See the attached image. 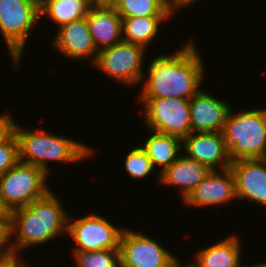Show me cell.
<instances>
[{"instance_id": "4dcf8cb0", "label": "cell", "mask_w": 266, "mask_h": 267, "mask_svg": "<svg viewBox=\"0 0 266 267\" xmlns=\"http://www.w3.org/2000/svg\"><path fill=\"white\" fill-rule=\"evenodd\" d=\"M0 217H10L9 212L5 209L0 198Z\"/></svg>"}, {"instance_id": "f546056e", "label": "cell", "mask_w": 266, "mask_h": 267, "mask_svg": "<svg viewBox=\"0 0 266 267\" xmlns=\"http://www.w3.org/2000/svg\"><path fill=\"white\" fill-rule=\"evenodd\" d=\"M181 260L178 259V257L175 259V262H174V266L173 267H182L181 265ZM183 267H200L197 262L195 261L194 263H189V264H186L184 265Z\"/></svg>"}, {"instance_id": "5b68a950", "label": "cell", "mask_w": 266, "mask_h": 267, "mask_svg": "<svg viewBox=\"0 0 266 267\" xmlns=\"http://www.w3.org/2000/svg\"><path fill=\"white\" fill-rule=\"evenodd\" d=\"M48 176L39 167L18 162L0 176V198L5 209L11 211L25 207L43 198L51 189Z\"/></svg>"}, {"instance_id": "30bf717a", "label": "cell", "mask_w": 266, "mask_h": 267, "mask_svg": "<svg viewBox=\"0 0 266 267\" xmlns=\"http://www.w3.org/2000/svg\"><path fill=\"white\" fill-rule=\"evenodd\" d=\"M120 262L127 267H173V253L142 232L125 228L120 239Z\"/></svg>"}, {"instance_id": "836d02e7", "label": "cell", "mask_w": 266, "mask_h": 267, "mask_svg": "<svg viewBox=\"0 0 266 267\" xmlns=\"http://www.w3.org/2000/svg\"><path fill=\"white\" fill-rule=\"evenodd\" d=\"M117 267H127L124 264H122L121 262L117 265Z\"/></svg>"}, {"instance_id": "d6986e66", "label": "cell", "mask_w": 266, "mask_h": 267, "mask_svg": "<svg viewBox=\"0 0 266 267\" xmlns=\"http://www.w3.org/2000/svg\"><path fill=\"white\" fill-rule=\"evenodd\" d=\"M151 131V136L141 146L151 160L153 167L158 166L159 174L169 167L182 152V140L173 135Z\"/></svg>"}, {"instance_id": "f1b7e54d", "label": "cell", "mask_w": 266, "mask_h": 267, "mask_svg": "<svg viewBox=\"0 0 266 267\" xmlns=\"http://www.w3.org/2000/svg\"><path fill=\"white\" fill-rule=\"evenodd\" d=\"M196 0H172L171 4L172 7L174 9V11H178V10H182L179 8H187V6L189 7V5H191L192 3H196Z\"/></svg>"}, {"instance_id": "cb8c5ba5", "label": "cell", "mask_w": 266, "mask_h": 267, "mask_svg": "<svg viewBox=\"0 0 266 267\" xmlns=\"http://www.w3.org/2000/svg\"><path fill=\"white\" fill-rule=\"evenodd\" d=\"M125 169L130 177L142 179L155 170L145 150L140 146L133 148L125 158Z\"/></svg>"}, {"instance_id": "52a82bcc", "label": "cell", "mask_w": 266, "mask_h": 267, "mask_svg": "<svg viewBox=\"0 0 266 267\" xmlns=\"http://www.w3.org/2000/svg\"><path fill=\"white\" fill-rule=\"evenodd\" d=\"M142 102L144 122L148 129L179 137L191 133L190 99L138 98Z\"/></svg>"}, {"instance_id": "ffe728a7", "label": "cell", "mask_w": 266, "mask_h": 267, "mask_svg": "<svg viewBox=\"0 0 266 267\" xmlns=\"http://www.w3.org/2000/svg\"><path fill=\"white\" fill-rule=\"evenodd\" d=\"M93 4V0H41L40 18L46 15L45 17L54 21L60 28L72 21L85 18Z\"/></svg>"}, {"instance_id": "e575fe53", "label": "cell", "mask_w": 266, "mask_h": 267, "mask_svg": "<svg viewBox=\"0 0 266 267\" xmlns=\"http://www.w3.org/2000/svg\"><path fill=\"white\" fill-rule=\"evenodd\" d=\"M24 1H41V0H24Z\"/></svg>"}, {"instance_id": "484cf974", "label": "cell", "mask_w": 266, "mask_h": 267, "mask_svg": "<svg viewBox=\"0 0 266 267\" xmlns=\"http://www.w3.org/2000/svg\"><path fill=\"white\" fill-rule=\"evenodd\" d=\"M10 217H0V258L13 253Z\"/></svg>"}, {"instance_id": "6da1fadb", "label": "cell", "mask_w": 266, "mask_h": 267, "mask_svg": "<svg viewBox=\"0 0 266 267\" xmlns=\"http://www.w3.org/2000/svg\"><path fill=\"white\" fill-rule=\"evenodd\" d=\"M205 69L197 47L192 40L187 41L173 55H158L150 62L144 88L137 98L190 99L202 88Z\"/></svg>"}, {"instance_id": "8fae6325", "label": "cell", "mask_w": 266, "mask_h": 267, "mask_svg": "<svg viewBox=\"0 0 266 267\" xmlns=\"http://www.w3.org/2000/svg\"><path fill=\"white\" fill-rule=\"evenodd\" d=\"M182 150L188 158L206 165L211 170L230 168L231 160L224 146L222 132L190 133L182 140Z\"/></svg>"}, {"instance_id": "d4e9b609", "label": "cell", "mask_w": 266, "mask_h": 267, "mask_svg": "<svg viewBox=\"0 0 266 267\" xmlns=\"http://www.w3.org/2000/svg\"><path fill=\"white\" fill-rule=\"evenodd\" d=\"M19 162L18 142L15 134L0 144V176Z\"/></svg>"}, {"instance_id": "7a4b0ae2", "label": "cell", "mask_w": 266, "mask_h": 267, "mask_svg": "<svg viewBox=\"0 0 266 267\" xmlns=\"http://www.w3.org/2000/svg\"><path fill=\"white\" fill-rule=\"evenodd\" d=\"M60 202L50 190L43 198L9 213L11 236L16 238L11 242L13 252L21 253L34 245H44L67 232L69 213Z\"/></svg>"}, {"instance_id": "4fadbf2b", "label": "cell", "mask_w": 266, "mask_h": 267, "mask_svg": "<svg viewBox=\"0 0 266 267\" xmlns=\"http://www.w3.org/2000/svg\"><path fill=\"white\" fill-rule=\"evenodd\" d=\"M238 200H251L266 206V159H240L231 162Z\"/></svg>"}, {"instance_id": "7c38bea8", "label": "cell", "mask_w": 266, "mask_h": 267, "mask_svg": "<svg viewBox=\"0 0 266 267\" xmlns=\"http://www.w3.org/2000/svg\"><path fill=\"white\" fill-rule=\"evenodd\" d=\"M56 36L52 41L53 47L64 54L70 60L86 59L91 60L94 64L98 50L91 36L88 22L85 18L72 21L68 24L57 28ZM88 58V59H87Z\"/></svg>"}, {"instance_id": "2e32d148", "label": "cell", "mask_w": 266, "mask_h": 267, "mask_svg": "<svg viewBox=\"0 0 266 267\" xmlns=\"http://www.w3.org/2000/svg\"><path fill=\"white\" fill-rule=\"evenodd\" d=\"M86 20L98 51L123 40L122 18L111 4L94 3Z\"/></svg>"}, {"instance_id": "9c48e42d", "label": "cell", "mask_w": 266, "mask_h": 267, "mask_svg": "<svg viewBox=\"0 0 266 267\" xmlns=\"http://www.w3.org/2000/svg\"><path fill=\"white\" fill-rule=\"evenodd\" d=\"M72 221V222H71ZM125 227H116L99 214H88L75 221L68 218L67 235L73 239L72 251L119 249Z\"/></svg>"}, {"instance_id": "44dd1931", "label": "cell", "mask_w": 266, "mask_h": 267, "mask_svg": "<svg viewBox=\"0 0 266 267\" xmlns=\"http://www.w3.org/2000/svg\"><path fill=\"white\" fill-rule=\"evenodd\" d=\"M172 17H129L122 18L123 41L141 45H148L159 34V25Z\"/></svg>"}, {"instance_id": "7402d4cb", "label": "cell", "mask_w": 266, "mask_h": 267, "mask_svg": "<svg viewBox=\"0 0 266 267\" xmlns=\"http://www.w3.org/2000/svg\"><path fill=\"white\" fill-rule=\"evenodd\" d=\"M111 5L121 18L171 17L175 13L171 0H115Z\"/></svg>"}, {"instance_id": "ba28073f", "label": "cell", "mask_w": 266, "mask_h": 267, "mask_svg": "<svg viewBox=\"0 0 266 267\" xmlns=\"http://www.w3.org/2000/svg\"><path fill=\"white\" fill-rule=\"evenodd\" d=\"M145 50L141 45L121 41L111 47L98 51V56L93 64L95 68L108 75L113 80L135 87L145 79L143 59Z\"/></svg>"}, {"instance_id": "603a6c76", "label": "cell", "mask_w": 266, "mask_h": 267, "mask_svg": "<svg viewBox=\"0 0 266 267\" xmlns=\"http://www.w3.org/2000/svg\"><path fill=\"white\" fill-rule=\"evenodd\" d=\"M76 267H117L120 263L119 249L97 251H71Z\"/></svg>"}, {"instance_id": "1f68e13d", "label": "cell", "mask_w": 266, "mask_h": 267, "mask_svg": "<svg viewBox=\"0 0 266 267\" xmlns=\"http://www.w3.org/2000/svg\"><path fill=\"white\" fill-rule=\"evenodd\" d=\"M115 0H93L94 3H99V4H111Z\"/></svg>"}, {"instance_id": "9a60e30c", "label": "cell", "mask_w": 266, "mask_h": 267, "mask_svg": "<svg viewBox=\"0 0 266 267\" xmlns=\"http://www.w3.org/2000/svg\"><path fill=\"white\" fill-rule=\"evenodd\" d=\"M200 89L190 98L191 133L222 132L232 107Z\"/></svg>"}, {"instance_id": "e0dca14e", "label": "cell", "mask_w": 266, "mask_h": 267, "mask_svg": "<svg viewBox=\"0 0 266 267\" xmlns=\"http://www.w3.org/2000/svg\"><path fill=\"white\" fill-rule=\"evenodd\" d=\"M212 170L204 164H201L184 153L167 167L159 175L161 185L173 186L179 188L182 200H184L200 184Z\"/></svg>"}, {"instance_id": "4316f807", "label": "cell", "mask_w": 266, "mask_h": 267, "mask_svg": "<svg viewBox=\"0 0 266 267\" xmlns=\"http://www.w3.org/2000/svg\"><path fill=\"white\" fill-rule=\"evenodd\" d=\"M16 123L9 114L0 115V144L9 140L15 132Z\"/></svg>"}, {"instance_id": "83f0119b", "label": "cell", "mask_w": 266, "mask_h": 267, "mask_svg": "<svg viewBox=\"0 0 266 267\" xmlns=\"http://www.w3.org/2000/svg\"><path fill=\"white\" fill-rule=\"evenodd\" d=\"M20 253L13 252L10 255L0 258V267H30L26 262L21 261ZM28 265V266H27Z\"/></svg>"}, {"instance_id": "3957f363", "label": "cell", "mask_w": 266, "mask_h": 267, "mask_svg": "<svg viewBox=\"0 0 266 267\" xmlns=\"http://www.w3.org/2000/svg\"><path fill=\"white\" fill-rule=\"evenodd\" d=\"M24 130L18 122L15 136L18 142L19 162L39 167L47 175L49 161L77 163L94 155V149L75 139L50 134L43 129Z\"/></svg>"}, {"instance_id": "277c9868", "label": "cell", "mask_w": 266, "mask_h": 267, "mask_svg": "<svg viewBox=\"0 0 266 267\" xmlns=\"http://www.w3.org/2000/svg\"><path fill=\"white\" fill-rule=\"evenodd\" d=\"M234 113V114H233ZM231 162L266 158V109L230 110L222 129Z\"/></svg>"}, {"instance_id": "ac0fdd59", "label": "cell", "mask_w": 266, "mask_h": 267, "mask_svg": "<svg viewBox=\"0 0 266 267\" xmlns=\"http://www.w3.org/2000/svg\"><path fill=\"white\" fill-rule=\"evenodd\" d=\"M241 240L235 234L227 236L195 254L200 267H244L241 266Z\"/></svg>"}, {"instance_id": "d6a6232c", "label": "cell", "mask_w": 266, "mask_h": 267, "mask_svg": "<svg viewBox=\"0 0 266 267\" xmlns=\"http://www.w3.org/2000/svg\"><path fill=\"white\" fill-rule=\"evenodd\" d=\"M245 267H266V262L265 263H261V264H257V265H246Z\"/></svg>"}, {"instance_id": "5bb4252c", "label": "cell", "mask_w": 266, "mask_h": 267, "mask_svg": "<svg viewBox=\"0 0 266 267\" xmlns=\"http://www.w3.org/2000/svg\"><path fill=\"white\" fill-rule=\"evenodd\" d=\"M236 199L235 178L230 168L212 170L183 200L184 204L192 207H210L223 205ZM209 205V206H208Z\"/></svg>"}, {"instance_id": "8992f818", "label": "cell", "mask_w": 266, "mask_h": 267, "mask_svg": "<svg viewBox=\"0 0 266 267\" xmlns=\"http://www.w3.org/2000/svg\"><path fill=\"white\" fill-rule=\"evenodd\" d=\"M41 1L0 0V31L13 63L18 67L27 37L40 21Z\"/></svg>"}]
</instances>
